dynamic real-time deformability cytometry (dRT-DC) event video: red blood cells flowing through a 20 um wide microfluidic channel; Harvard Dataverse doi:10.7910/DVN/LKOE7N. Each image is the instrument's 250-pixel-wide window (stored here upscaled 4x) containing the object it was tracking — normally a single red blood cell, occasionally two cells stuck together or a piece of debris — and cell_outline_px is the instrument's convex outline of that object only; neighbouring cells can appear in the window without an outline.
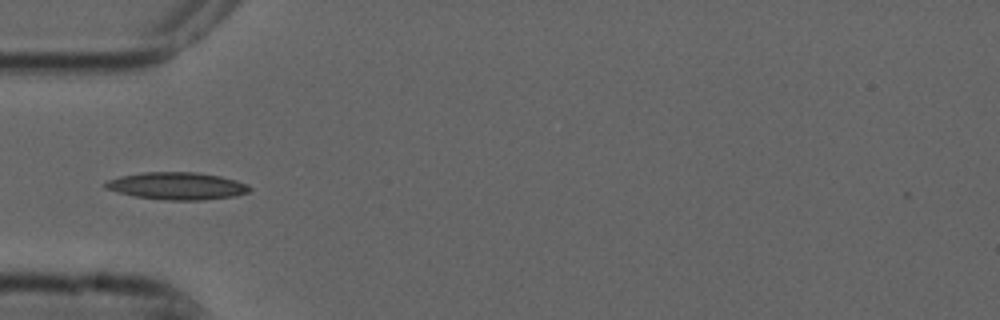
{"species": "common noctule bat (a hibernating species)", "species_latin": "Nyctalus noctula", "temperature_condition": "cold", "stored_images_in_passage": 8, "camera_frame_rate_fps": 3000, "um_per_image_px": 0.085, "animal": {"sex": "male", "forearm_length_mm": 52.5}, "frame": {"image": 1, "passage_image": 5, "time_ms": 1.333, "image_size_px": [1000, 320], "cell_outline_px": [[252, 188], [248, 192], [236, 196], [204, 200], [164, 200], [132, 196], [104, 188], [104, 184], [108, 180], [120, 176], [144, 172], [196, 172], [220, 176], [236, 180], [248, 184]], "centroid_in_image_um": [15.06, 15.81], "position_along_channel_um": 69.9, "area_um2": 23.12}}
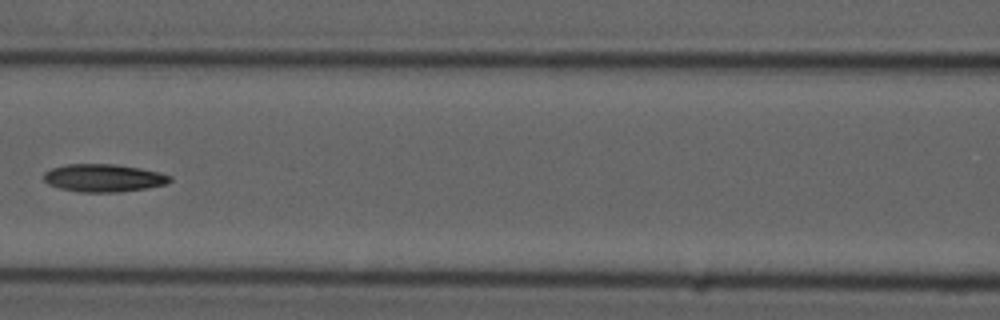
{"frame": {"image": 2, "passage_image": 7, "time_ms": 2.0, "image_size_px": [1000, 320], "cell_outline_px": [[172, 180], [168, 184], [144, 188], [116, 192], [80, 192], [60, 188], [48, 184], [44, 180], [44, 172], [52, 168], [68, 164], [116, 164], [140, 168], [160, 172], [172, 176]], "centroid_in_image_um": [8.82, 15.12], "position_along_channel_um": 157.8, "area_um2": 20.4}}
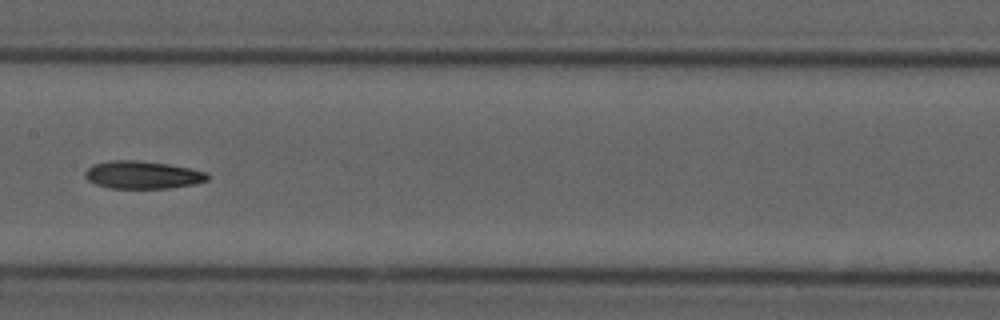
{"frame": {"image": 3, "passage_image": 8, "time_ms": 2.333, "image_size_px": [1000, 320], "cell_outline_px": [[208, 180], [192, 184], [168, 188], [108, 188], [96, 184], [88, 180], [84, 176], [84, 172], [92, 164], [112, 160], [136, 160], [168, 164], [208, 172]], "centroid_in_image_um": [12.08, 14.86], "position_along_channel_um": 195.3, "area_um2": 19.71}}